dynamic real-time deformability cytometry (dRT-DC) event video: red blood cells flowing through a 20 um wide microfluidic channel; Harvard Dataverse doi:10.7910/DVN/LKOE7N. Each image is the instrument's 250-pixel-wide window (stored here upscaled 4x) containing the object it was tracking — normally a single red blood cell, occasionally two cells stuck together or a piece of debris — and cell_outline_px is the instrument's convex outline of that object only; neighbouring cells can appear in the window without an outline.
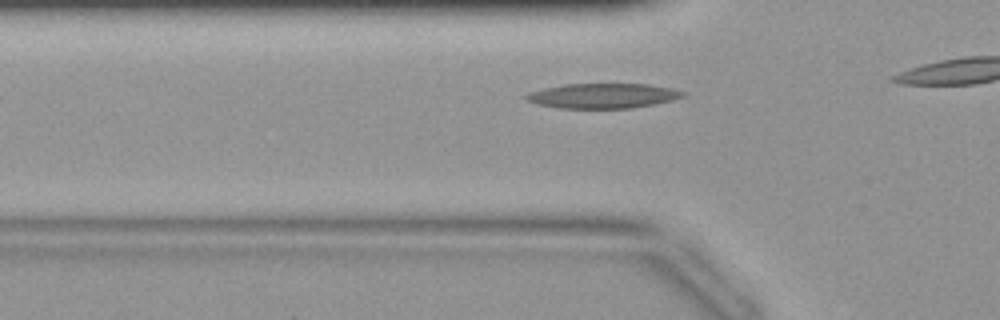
{"species": "common noctule bat (a hibernating species)", "species_latin": "Nyctalus noctula", "temperature_condition": "warm", "stored_images_in_passage": 9, "camera_frame_rate_fps": 3000, "um_per_image_px": 0.085, "animal": {"sex": "female", "body_mass_g": 19.9}, "frame": {"image": 1, "passage_image": 4, "time_ms": 1.0, "image_size_px": [1000, 320], "cell_outline_px": [[688, 92], [684, 96], [672, 100], [656, 104], [632, 108], [556, 108], [536, 104], [524, 100], [524, 96], [528, 92], [544, 88], [564, 84], [648, 84], [672, 88]], "centroid_in_image_um": [51.23, 8.14], "position_along_channel_um": 74.6, "area_um2": 23.0}}